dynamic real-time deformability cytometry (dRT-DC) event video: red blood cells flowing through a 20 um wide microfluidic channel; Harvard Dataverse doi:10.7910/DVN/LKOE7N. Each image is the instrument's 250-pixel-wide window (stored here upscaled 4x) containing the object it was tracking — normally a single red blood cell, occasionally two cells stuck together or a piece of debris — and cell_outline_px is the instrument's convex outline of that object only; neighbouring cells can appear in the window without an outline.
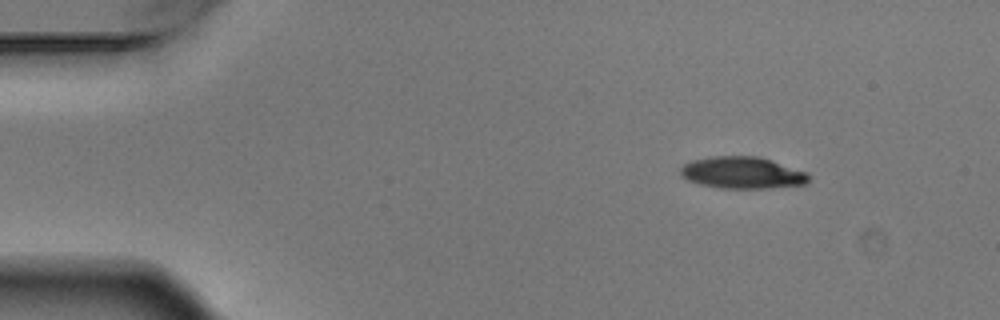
{"species": "Egyptian fruit bat (a non-hibernating species)", "species_latin": "Rousettus aegyptiacus", "temperature_condition": "warm", "stored_images_in_passage": 6, "camera_frame_rate_fps": 3000, "um_per_image_px": 0.085, "animal": {"sex": "male"}, "frame": {"image": 1, "passage_image": 1, "time_ms": 0.0, "image_size_px": [1000, 320], "cell_outline_px": [[808, 180], [804, 184], [768, 188], [720, 188], [700, 184], [688, 180], [680, 176], [680, 168], [684, 164], [692, 160], [712, 156], [756, 156], [808, 172]], "centroid_in_image_um": [63.05, 14.68], "position_along_channel_um": 22.0, "area_um2": 23.58}}
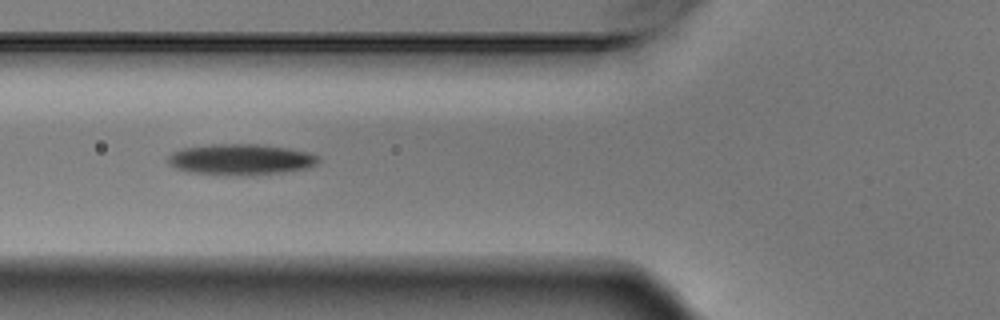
{"frame": {"image": 2, "passage_image": 5, "time_ms": 1.333, "image_size_px": [1000, 320], "cell_outline_px": [[320, 160], [316, 164], [308, 168], [284, 172], [252, 176], [188, 172], [176, 168], [168, 164], [168, 156], [172, 152], [184, 148], [212, 144], [260, 144], [288, 148], [308, 152], [320, 156]], "centroid_in_image_um": [20.5, 13.56], "position_along_channel_um": 105.3, "area_um2": 27.28}}
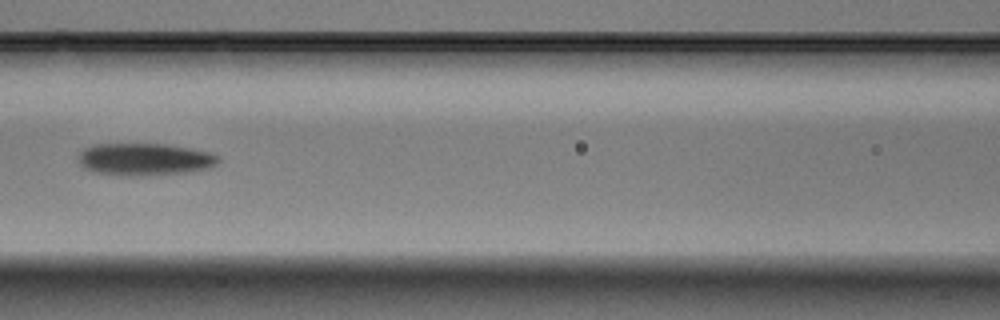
{"frame": {"image": 3, "passage_image": 6, "time_ms": 1.667, "image_size_px": [1000, 320], "cell_outline_px": [[220, 160], [216, 164], [208, 168], [188, 172], [140, 176], [96, 172], [84, 168], [80, 164], [80, 152], [84, 148], [92, 144], [164, 144], [192, 148], [208, 152], [216, 156]], "centroid_in_image_um": [12.3, 13.53], "position_along_channel_um": 154.3, "area_um2": 26.01}}